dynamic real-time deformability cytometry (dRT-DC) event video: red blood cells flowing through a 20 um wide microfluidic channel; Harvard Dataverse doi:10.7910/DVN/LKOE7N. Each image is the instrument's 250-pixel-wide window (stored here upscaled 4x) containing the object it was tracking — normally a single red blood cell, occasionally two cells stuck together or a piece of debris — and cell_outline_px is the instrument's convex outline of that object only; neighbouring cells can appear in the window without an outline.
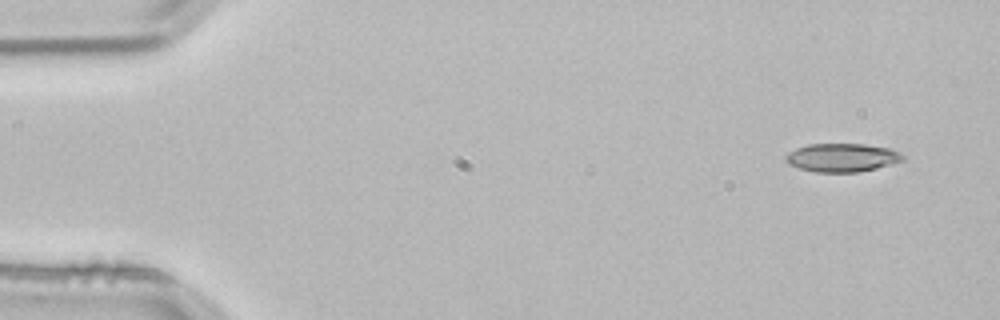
{"species": "common noctule bat (a hibernating species)", "species_latin": "Nyctalus noctula", "temperature_condition": "room temperature", "stored_images_in_passage": 4, "camera_frame_rate_fps": 3000, "um_per_image_px": 0.085, "animal": {"sex": "male", "body_mass_g": 21.5, "forearm_length_mm": 52.0}, "frame": {"image": 1, "passage_image": 1, "time_ms": 0.0, "image_size_px": [1000, 320], "cell_outline_px": [[904, 160], [892, 164], [860, 172], [816, 172], [800, 168], [788, 164], [784, 156], [788, 152], [796, 148], [808, 144], [864, 144], [892, 148], [900, 152], [904, 156]], "centroid_in_image_um": [71.59, 13.39], "position_along_channel_um": 13.4, "area_um2": 19.54}}